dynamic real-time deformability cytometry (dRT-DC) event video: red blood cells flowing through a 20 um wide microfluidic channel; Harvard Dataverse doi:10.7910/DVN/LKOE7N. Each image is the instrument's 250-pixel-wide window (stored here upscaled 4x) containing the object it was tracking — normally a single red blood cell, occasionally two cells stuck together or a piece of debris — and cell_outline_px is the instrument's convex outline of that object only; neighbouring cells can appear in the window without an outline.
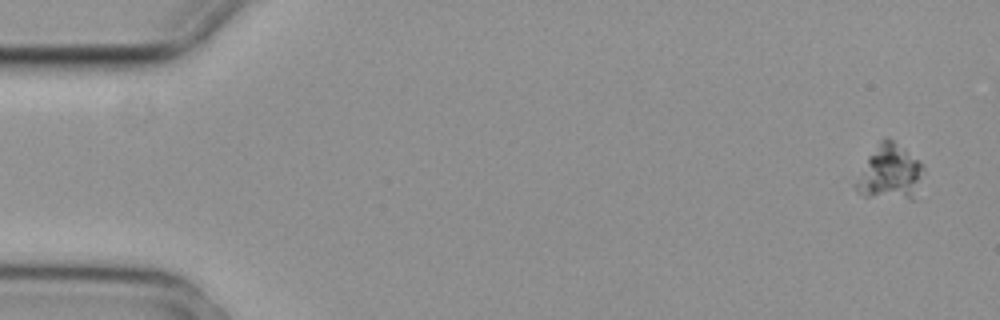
{"species": "common noctule bat (a hibernating species)", "species_latin": "Nyctalus noctula", "temperature_condition": "cold", "stored_images_in_passage": 6, "camera_frame_rate_fps": 3000, "um_per_image_px": 0.085, "animal": {"sex": "female", "body_mass_g": 29.2, "forearm_length_mm": 56.3}, "frame": {"image": 1, "passage_image": 1, "time_ms": 0.0, "image_size_px": [1000, 320], "cell_outline_px": [[924, 172], [912, 200], [864, 196], [856, 188], [856, 184], [868, 156], [880, 140], [884, 136], [888, 136], [916, 160], [924, 168]], "centroid_in_image_um": [75.65, 14.66], "position_along_channel_um": 9.4, "area_um2": 20.98}}